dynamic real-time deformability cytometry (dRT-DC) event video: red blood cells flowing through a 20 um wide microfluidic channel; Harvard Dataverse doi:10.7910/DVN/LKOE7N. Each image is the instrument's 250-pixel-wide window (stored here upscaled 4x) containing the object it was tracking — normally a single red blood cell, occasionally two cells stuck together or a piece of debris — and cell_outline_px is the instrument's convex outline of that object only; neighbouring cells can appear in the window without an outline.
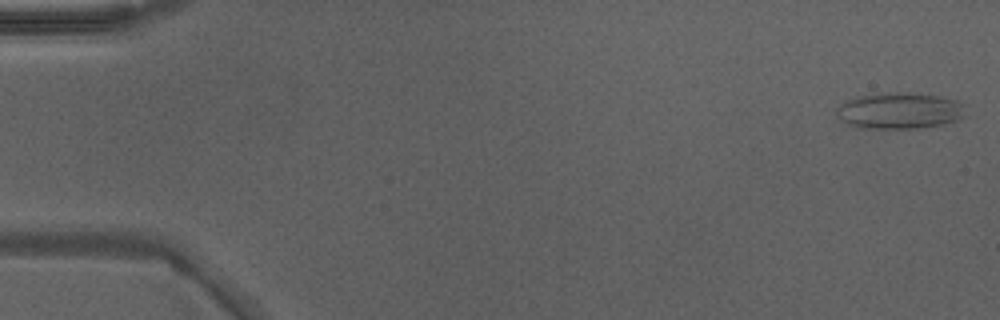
{"species": "Egyptian fruit bat (a non-hibernating species)", "species_latin": "Rousettus aegyptiacus", "temperature_condition": "warm", "stored_images_in_passage": 47, "camera_frame_rate_fps": 3000, "um_per_image_px": 0.085, "animal": {"sex": "male"}, "frame": {"image": 1, "passage_image": 1, "time_ms": 0.0, "image_size_px": [1000, 320], "cell_outline_px": [[964, 116], [960, 120], [944, 124], [916, 128], [856, 128], [848, 124], [836, 112], [840, 104], [856, 96], [888, 92], [896, 92], [940, 96], [956, 100], [964, 104]], "centroid_in_image_um": [76.49, 9.41], "position_along_channel_um": 8.5, "area_um2": 27.17}}
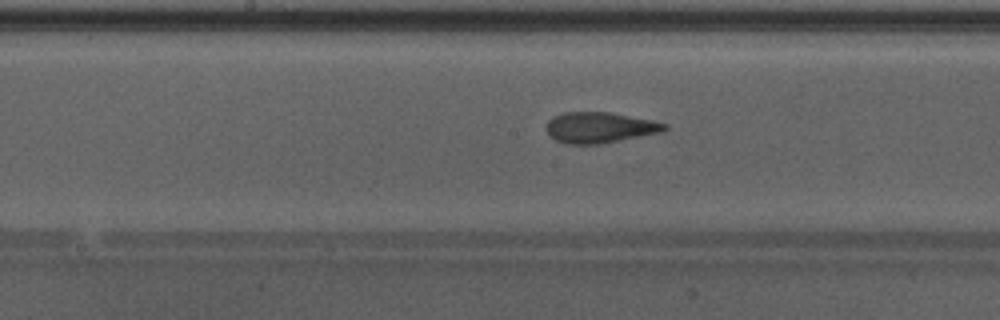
{"frame": {"image": 2, "passage_image": 25, "time_ms": 8.0, "image_size_px": [1000, 320], "cell_outline_px": [[668, 128], [664, 132], [600, 144], [564, 144], [556, 140], [544, 128], [548, 120], [564, 112], [608, 112], [652, 120], [668, 124]], "centroid_in_image_um": [51.0, 10.85], "position_along_channel_um": 197.2, "area_um2": 21.27}}
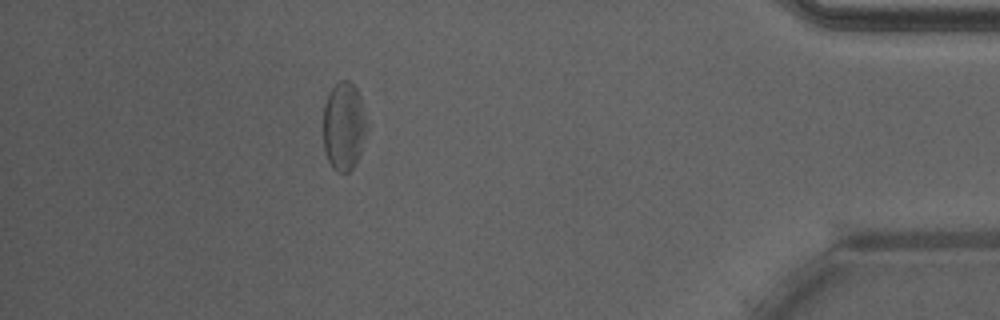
{"frame": {"image": 3, "passage_image": 43, "time_ms": 14.0, "image_size_px": [1000, 320], "cell_outline_px": [[364, 136], [360, 156], [356, 164], [348, 172], [336, 172], [332, 168], [328, 160], [324, 148], [324, 104], [328, 92], [340, 80], [348, 80], [356, 88], [360, 96], [364, 120]], "centroid_in_image_um": [29.19, 10.75], "position_along_channel_um": 406.0, "area_um2": 22.02}}